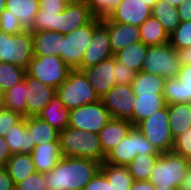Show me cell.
<instances>
[{
    "label": "cell",
    "mask_w": 191,
    "mask_h": 190,
    "mask_svg": "<svg viewBox=\"0 0 191 190\" xmlns=\"http://www.w3.org/2000/svg\"><path fill=\"white\" fill-rule=\"evenodd\" d=\"M97 160L63 156L54 169L44 173L46 190H83L100 170Z\"/></svg>",
    "instance_id": "obj_1"
},
{
    "label": "cell",
    "mask_w": 191,
    "mask_h": 190,
    "mask_svg": "<svg viewBox=\"0 0 191 190\" xmlns=\"http://www.w3.org/2000/svg\"><path fill=\"white\" fill-rule=\"evenodd\" d=\"M59 144L63 156L97 160L104 163L100 139L97 133L66 127L59 132Z\"/></svg>",
    "instance_id": "obj_2"
},
{
    "label": "cell",
    "mask_w": 191,
    "mask_h": 190,
    "mask_svg": "<svg viewBox=\"0 0 191 190\" xmlns=\"http://www.w3.org/2000/svg\"><path fill=\"white\" fill-rule=\"evenodd\" d=\"M190 163V160L173 151L163 152L154 165L149 181L154 186L180 188Z\"/></svg>",
    "instance_id": "obj_3"
},
{
    "label": "cell",
    "mask_w": 191,
    "mask_h": 190,
    "mask_svg": "<svg viewBox=\"0 0 191 190\" xmlns=\"http://www.w3.org/2000/svg\"><path fill=\"white\" fill-rule=\"evenodd\" d=\"M56 94L69 110L100 100L84 72L77 69L69 72L67 80L57 88Z\"/></svg>",
    "instance_id": "obj_4"
},
{
    "label": "cell",
    "mask_w": 191,
    "mask_h": 190,
    "mask_svg": "<svg viewBox=\"0 0 191 190\" xmlns=\"http://www.w3.org/2000/svg\"><path fill=\"white\" fill-rule=\"evenodd\" d=\"M180 68L179 54L168 42L148 46L141 71L168 79L177 78Z\"/></svg>",
    "instance_id": "obj_5"
},
{
    "label": "cell",
    "mask_w": 191,
    "mask_h": 190,
    "mask_svg": "<svg viewBox=\"0 0 191 190\" xmlns=\"http://www.w3.org/2000/svg\"><path fill=\"white\" fill-rule=\"evenodd\" d=\"M160 155L161 153L134 126L119 144L106 155L104 163L127 166L137 155Z\"/></svg>",
    "instance_id": "obj_6"
},
{
    "label": "cell",
    "mask_w": 191,
    "mask_h": 190,
    "mask_svg": "<svg viewBox=\"0 0 191 190\" xmlns=\"http://www.w3.org/2000/svg\"><path fill=\"white\" fill-rule=\"evenodd\" d=\"M101 23V18L94 17L90 22L71 33L62 34L60 58L71 68L77 69L89 42L92 39L94 29Z\"/></svg>",
    "instance_id": "obj_7"
},
{
    "label": "cell",
    "mask_w": 191,
    "mask_h": 190,
    "mask_svg": "<svg viewBox=\"0 0 191 190\" xmlns=\"http://www.w3.org/2000/svg\"><path fill=\"white\" fill-rule=\"evenodd\" d=\"M72 69L57 55L34 56L26 74L54 88L60 87Z\"/></svg>",
    "instance_id": "obj_8"
},
{
    "label": "cell",
    "mask_w": 191,
    "mask_h": 190,
    "mask_svg": "<svg viewBox=\"0 0 191 190\" xmlns=\"http://www.w3.org/2000/svg\"><path fill=\"white\" fill-rule=\"evenodd\" d=\"M136 127L160 153L172 150L174 138L170 132L168 105L141 121Z\"/></svg>",
    "instance_id": "obj_9"
},
{
    "label": "cell",
    "mask_w": 191,
    "mask_h": 190,
    "mask_svg": "<svg viewBox=\"0 0 191 190\" xmlns=\"http://www.w3.org/2000/svg\"><path fill=\"white\" fill-rule=\"evenodd\" d=\"M111 119L109 111L99 100L70 110L68 126L98 134Z\"/></svg>",
    "instance_id": "obj_10"
},
{
    "label": "cell",
    "mask_w": 191,
    "mask_h": 190,
    "mask_svg": "<svg viewBox=\"0 0 191 190\" xmlns=\"http://www.w3.org/2000/svg\"><path fill=\"white\" fill-rule=\"evenodd\" d=\"M100 100L112 118L129 120L133 116L135 96L131 84L114 85Z\"/></svg>",
    "instance_id": "obj_11"
},
{
    "label": "cell",
    "mask_w": 191,
    "mask_h": 190,
    "mask_svg": "<svg viewBox=\"0 0 191 190\" xmlns=\"http://www.w3.org/2000/svg\"><path fill=\"white\" fill-rule=\"evenodd\" d=\"M113 56L110 49L107 25L101 20V23L94 29L93 36L86 48L81 65L77 70H83L97 65L99 62Z\"/></svg>",
    "instance_id": "obj_12"
},
{
    "label": "cell",
    "mask_w": 191,
    "mask_h": 190,
    "mask_svg": "<svg viewBox=\"0 0 191 190\" xmlns=\"http://www.w3.org/2000/svg\"><path fill=\"white\" fill-rule=\"evenodd\" d=\"M34 57V39L31 32H22L7 39L6 62L27 69Z\"/></svg>",
    "instance_id": "obj_13"
},
{
    "label": "cell",
    "mask_w": 191,
    "mask_h": 190,
    "mask_svg": "<svg viewBox=\"0 0 191 190\" xmlns=\"http://www.w3.org/2000/svg\"><path fill=\"white\" fill-rule=\"evenodd\" d=\"M163 96L167 105L191 103V64L181 65L177 78L165 79Z\"/></svg>",
    "instance_id": "obj_14"
},
{
    "label": "cell",
    "mask_w": 191,
    "mask_h": 190,
    "mask_svg": "<svg viewBox=\"0 0 191 190\" xmlns=\"http://www.w3.org/2000/svg\"><path fill=\"white\" fill-rule=\"evenodd\" d=\"M93 18L92 12L83 0L69 4L61 13L57 14L56 32L61 34L71 33Z\"/></svg>",
    "instance_id": "obj_15"
},
{
    "label": "cell",
    "mask_w": 191,
    "mask_h": 190,
    "mask_svg": "<svg viewBox=\"0 0 191 190\" xmlns=\"http://www.w3.org/2000/svg\"><path fill=\"white\" fill-rule=\"evenodd\" d=\"M26 117L37 116L38 113L55 97L57 89L41 83L38 79L25 75Z\"/></svg>",
    "instance_id": "obj_16"
},
{
    "label": "cell",
    "mask_w": 191,
    "mask_h": 190,
    "mask_svg": "<svg viewBox=\"0 0 191 190\" xmlns=\"http://www.w3.org/2000/svg\"><path fill=\"white\" fill-rule=\"evenodd\" d=\"M99 98L115 85V57L111 56L95 66L82 70Z\"/></svg>",
    "instance_id": "obj_17"
},
{
    "label": "cell",
    "mask_w": 191,
    "mask_h": 190,
    "mask_svg": "<svg viewBox=\"0 0 191 190\" xmlns=\"http://www.w3.org/2000/svg\"><path fill=\"white\" fill-rule=\"evenodd\" d=\"M101 20L107 25L113 56L125 47L140 41L138 26L114 22L109 17H104Z\"/></svg>",
    "instance_id": "obj_18"
},
{
    "label": "cell",
    "mask_w": 191,
    "mask_h": 190,
    "mask_svg": "<svg viewBox=\"0 0 191 190\" xmlns=\"http://www.w3.org/2000/svg\"><path fill=\"white\" fill-rule=\"evenodd\" d=\"M151 16V8L142 0H122L109 18L118 23L140 26Z\"/></svg>",
    "instance_id": "obj_19"
},
{
    "label": "cell",
    "mask_w": 191,
    "mask_h": 190,
    "mask_svg": "<svg viewBox=\"0 0 191 190\" xmlns=\"http://www.w3.org/2000/svg\"><path fill=\"white\" fill-rule=\"evenodd\" d=\"M133 127L130 120L112 118L98 133L103 154L106 156L110 153L117 144L128 136Z\"/></svg>",
    "instance_id": "obj_20"
},
{
    "label": "cell",
    "mask_w": 191,
    "mask_h": 190,
    "mask_svg": "<svg viewBox=\"0 0 191 190\" xmlns=\"http://www.w3.org/2000/svg\"><path fill=\"white\" fill-rule=\"evenodd\" d=\"M5 9L19 19L24 32H34V22L40 9V0H5Z\"/></svg>",
    "instance_id": "obj_21"
},
{
    "label": "cell",
    "mask_w": 191,
    "mask_h": 190,
    "mask_svg": "<svg viewBox=\"0 0 191 190\" xmlns=\"http://www.w3.org/2000/svg\"><path fill=\"white\" fill-rule=\"evenodd\" d=\"M37 172L46 173L54 169L63 157L59 142L37 145L30 153Z\"/></svg>",
    "instance_id": "obj_22"
},
{
    "label": "cell",
    "mask_w": 191,
    "mask_h": 190,
    "mask_svg": "<svg viewBox=\"0 0 191 190\" xmlns=\"http://www.w3.org/2000/svg\"><path fill=\"white\" fill-rule=\"evenodd\" d=\"M11 154L23 153L30 154L35 144L32 142L31 134L26 127V117H23L17 124L5 134Z\"/></svg>",
    "instance_id": "obj_23"
},
{
    "label": "cell",
    "mask_w": 191,
    "mask_h": 190,
    "mask_svg": "<svg viewBox=\"0 0 191 190\" xmlns=\"http://www.w3.org/2000/svg\"><path fill=\"white\" fill-rule=\"evenodd\" d=\"M135 104L133 116L129 119L134 126L148 118L167 104L163 95H134Z\"/></svg>",
    "instance_id": "obj_24"
},
{
    "label": "cell",
    "mask_w": 191,
    "mask_h": 190,
    "mask_svg": "<svg viewBox=\"0 0 191 190\" xmlns=\"http://www.w3.org/2000/svg\"><path fill=\"white\" fill-rule=\"evenodd\" d=\"M69 112L59 96L55 97L38 113L37 117L46 121L59 132L68 127Z\"/></svg>",
    "instance_id": "obj_25"
},
{
    "label": "cell",
    "mask_w": 191,
    "mask_h": 190,
    "mask_svg": "<svg viewBox=\"0 0 191 190\" xmlns=\"http://www.w3.org/2000/svg\"><path fill=\"white\" fill-rule=\"evenodd\" d=\"M34 56L57 55L60 57L62 34L56 31H34Z\"/></svg>",
    "instance_id": "obj_26"
},
{
    "label": "cell",
    "mask_w": 191,
    "mask_h": 190,
    "mask_svg": "<svg viewBox=\"0 0 191 190\" xmlns=\"http://www.w3.org/2000/svg\"><path fill=\"white\" fill-rule=\"evenodd\" d=\"M26 127L35 146L59 142V131L37 116L26 117Z\"/></svg>",
    "instance_id": "obj_27"
},
{
    "label": "cell",
    "mask_w": 191,
    "mask_h": 190,
    "mask_svg": "<svg viewBox=\"0 0 191 190\" xmlns=\"http://www.w3.org/2000/svg\"><path fill=\"white\" fill-rule=\"evenodd\" d=\"M169 126L173 138L191 128V103L168 105Z\"/></svg>",
    "instance_id": "obj_28"
},
{
    "label": "cell",
    "mask_w": 191,
    "mask_h": 190,
    "mask_svg": "<svg viewBox=\"0 0 191 190\" xmlns=\"http://www.w3.org/2000/svg\"><path fill=\"white\" fill-rule=\"evenodd\" d=\"M4 169L8 172L14 184L36 172L31 155L23 153L12 154Z\"/></svg>",
    "instance_id": "obj_29"
},
{
    "label": "cell",
    "mask_w": 191,
    "mask_h": 190,
    "mask_svg": "<svg viewBox=\"0 0 191 190\" xmlns=\"http://www.w3.org/2000/svg\"><path fill=\"white\" fill-rule=\"evenodd\" d=\"M165 79L145 72L136 73L131 83L134 95H163Z\"/></svg>",
    "instance_id": "obj_30"
},
{
    "label": "cell",
    "mask_w": 191,
    "mask_h": 190,
    "mask_svg": "<svg viewBox=\"0 0 191 190\" xmlns=\"http://www.w3.org/2000/svg\"><path fill=\"white\" fill-rule=\"evenodd\" d=\"M140 41L145 45H160L169 42V33L152 15L139 26Z\"/></svg>",
    "instance_id": "obj_31"
},
{
    "label": "cell",
    "mask_w": 191,
    "mask_h": 190,
    "mask_svg": "<svg viewBox=\"0 0 191 190\" xmlns=\"http://www.w3.org/2000/svg\"><path fill=\"white\" fill-rule=\"evenodd\" d=\"M151 15L158 19L163 28L171 34L180 24L178 7L171 6L165 0H158L151 9Z\"/></svg>",
    "instance_id": "obj_32"
},
{
    "label": "cell",
    "mask_w": 191,
    "mask_h": 190,
    "mask_svg": "<svg viewBox=\"0 0 191 190\" xmlns=\"http://www.w3.org/2000/svg\"><path fill=\"white\" fill-rule=\"evenodd\" d=\"M147 48L148 45L139 41L117 52L114 57L116 60L138 73L141 71V67L147 53Z\"/></svg>",
    "instance_id": "obj_33"
},
{
    "label": "cell",
    "mask_w": 191,
    "mask_h": 190,
    "mask_svg": "<svg viewBox=\"0 0 191 190\" xmlns=\"http://www.w3.org/2000/svg\"><path fill=\"white\" fill-rule=\"evenodd\" d=\"M100 171L112 185L113 190H130L133 178L126 166L101 163Z\"/></svg>",
    "instance_id": "obj_34"
},
{
    "label": "cell",
    "mask_w": 191,
    "mask_h": 190,
    "mask_svg": "<svg viewBox=\"0 0 191 190\" xmlns=\"http://www.w3.org/2000/svg\"><path fill=\"white\" fill-rule=\"evenodd\" d=\"M160 155H137L126 167L133 180L148 181Z\"/></svg>",
    "instance_id": "obj_35"
},
{
    "label": "cell",
    "mask_w": 191,
    "mask_h": 190,
    "mask_svg": "<svg viewBox=\"0 0 191 190\" xmlns=\"http://www.w3.org/2000/svg\"><path fill=\"white\" fill-rule=\"evenodd\" d=\"M26 81L14 85L5 92V102L3 108L5 110L15 111L26 117Z\"/></svg>",
    "instance_id": "obj_36"
},
{
    "label": "cell",
    "mask_w": 191,
    "mask_h": 190,
    "mask_svg": "<svg viewBox=\"0 0 191 190\" xmlns=\"http://www.w3.org/2000/svg\"><path fill=\"white\" fill-rule=\"evenodd\" d=\"M25 75L26 69L8 62H0V88L5 92L23 81Z\"/></svg>",
    "instance_id": "obj_37"
},
{
    "label": "cell",
    "mask_w": 191,
    "mask_h": 190,
    "mask_svg": "<svg viewBox=\"0 0 191 190\" xmlns=\"http://www.w3.org/2000/svg\"><path fill=\"white\" fill-rule=\"evenodd\" d=\"M169 43L175 50L191 47V20L180 22L178 27L169 34Z\"/></svg>",
    "instance_id": "obj_38"
},
{
    "label": "cell",
    "mask_w": 191,
    "mask_h": 190,
    "mask_svg": "<svg viewBox=\"0 0 191 190\" xmlns=\"http://www.w3.org/2000/svg\"><path fill=\"white\" fill-rule=\"evenodd\" d=\"M94 17L104 18L118 7L122 0H83Z\"/></svg>",
    "instance_id": "obj_39"
},
{
    "label": "cell",
    "mask_w": 191,
    "mask_h": 190,
    "mask_svg": "<svg viewBox=\"0 0 191 190\" xmlns=\"http://www.w3.org/2000/svg\"><path fill=\"white\" fill-rule=\"evenodd\" d=\"M62 11H42L38 10L35 17L34 31H56L57 14Z\"/></svg>",
    "instance_id": "obj_40"
},
{
    "label": "cell",
    "mask_w": 191,
    "mask_h": 190,
    "mask_svg": "<svg viewBox=\"0 0 191 190\" xmlns=\"http://www.w3.org/2000/svg\"><path fill=\"white\" fill-rule=\"evenodd\" d=\"M171 151L191 161V128L174 138Z\"/></svg>",
    "instance_id": "obj_41"
},
{
    "label": "cell",
    "mask_w": 191,
    "mask_h": 190,
    "mask_svg": "<svg viewBox=\"0 0 191 190\" xmlns=\"http://www.w3.org/2000/svg\"><path fill=\"white\" fill-rule=\"evenodd\" d=\"M0 31L10 35L23 32L19 19L6 9L0 14Z\"/></svg>",
    "instance_id": "obj_42"
},
{
    "label": "cell",
    "mask_w": 191,
    "mask_h": 190,
    "mask_svg": "<svg viewBox=\"0 0 191 190\" xmlns=\"http://www.w3.org/2000/svg\"><path fill=\"white\" fill-rule=\"evenodd\" d=\"M44 183V173L36 171L24 180L16 183L15 188L18 190H46Z\"/></svg>",
    "instance_id": "obj_43"
},
{
    "label": "cell",
    "mask_w": 191,
    "mask_h": 190,
    "mask_svg": "<svg viewBox=\"0 0 191 190\" xmlns=\"http://www.w3.org/2000/svg\"><path fill=\"white\" fill-rule=\"evenodd\" d=\"M136 73L135 70L127 67L115 58V85L131 84Z\"/></svg>",
    "instance_id": "obj_44"
},
{
    "label": "cell",
    "mask_w": 191,
    "mask_h": 190,
    "mask_svg": "<svg viewBox=\"0 0 191 190\" xmlns=\"http://www.w3.org/2000/svg\"><path fill=\"white\" fill-rule=\"evenodd\" d=\"M23 116L15 111L3 109L0 113V136L4 137L5 134L17 124Z\"/></svg>",
    "instance_id": "obj_45"
},
{
    "label": "cell",
    "mask_w": 191,
    "mask_h": 190,
    "mask_svg": "<svg viewBox=\"0 0 191 190\" xmlns=\"http://www.w3.org/2000/svg\"><path fill=\"white\" fill-rule=\"evenodd\" d=\"M83 190H113L105 175L99 170Z\"/></svg>",
    "instance_id": "obj_46"
},
{
    "label": "cell",
    "mask_w": 191,
    "mask_h": 190,
    "mask_svg": "<svg viewBox=\"0 0 191 190\" xmlns=\"http://www.w3.org/2000/svg\"><path fill=\"white\" fill-rule=\"evenodd\" d=\"M66 5L59 0H40V10L42 11H63Z\"/></svg>",
    "instance_id": "obj_47"
},
{
    "label": "cell",
    "mask_w": 191,
    "mask_h": 190,
    "mask_svg": "<svg viewBox=\"0 0 191 190\" xmlns=\"http://www.w3.org/2000/svg\"><path fill=\"white\" fill-rule=\"evenodd\" d=\"M11 156L12 154L7 141L4 137L0 136V168H4Z\"/></svg>",
    "instance_id": "obj_48"
},
{
    "label": "cell",
    "mask_w": 191,
    "mask_h": 190,
    "mask_svg": "<svg viewBox=\"0 0 191 190\" xmlns=\"http://www.w3.org/2000/svg\"><path fill=\"white\" fill-rule=\"evenodd\" d=\"M178 14L180 22H187L191 20V0H185L178 7Z\"/></svg>",
    "instance_id": "obj_49"
},
{
    "label": "cell",
    "mask_w": 191,
    "mask_h": 190,
    "mask_svg": "<svg viewBox=\"0 0 191 190\" xmlns=\"http://www.w3.org/2000/svg\"><path fill=\"white\" fill-rule=\"evenodd\" d=\"M15 184L4 168H0V190H14Z\"/></svg>",
    "instance_id": "obj_50"
},
{
    "label": "cell",
    "mask_w": 191,
    "mask_h": 190,
    "mask_svg": "<svg viewBox=\"0 0 191 190\" xmlns=\"http://www.w3.org/2000/svg\"><path fill=\"white\" fill-rule=\"evenodd\" d=\"M12 35L0 31V62H6L7 39Z\"/></svg>",
    "instance_id": "obj_51"
},
{
    "label": "cell",
    "mask_w": 191,
    "mask_h": 190,
    "mask_svg": "<svg viewBox=\"0 0 191 190\" xmlns=\"http://www.w3.org/2000/svg\"><path fill=\"white\" fill-rule=\"evenodd\" d=\"M130 190H155V186L148 181L133 180Z\"/></svg>",
    "instance_id": "obj_52"
},
{
    "label": "cell",
    "mask_w": 191,
    "mask_h": 190,
    "mask_svg": "<svg viewBox=\"0 0 191 190\" xmlns=\"http://www.w3.org/2000/svg\"><path fill=\"white\" fill-rule=\"evenodd\" d=\"M181 65L191 64V47L177 50Z\"/></svg>",
    "instance_id": "obj_53"
},
{
    "label": "cell",
    "mask_w": 191,
    "mask_h": 190,
    "mask_svg": "<svg viewBox=\"0 0 191 190\" xmlns=\"http://www.w3.org/2000/svg\"><path fill=\"white\" fill-rule=\"evenodd\" d=\"M180 190H191V163L189 164L186 176L182 181Z\"/></svg>",
    "instance_id": "obj_54"
},
{
    "label": "cell",
    "mask_w": 191,
    "mask_h": 190,
    "mask_svg": "<svg viewBox=\"0 0 191 190\" xmlns=\"http://www.w3.org/2000/svg\"><path fill=\"white\" fill-rule=\"evenodd\" d=\"M167 1L171 6L179 7L181 3L185 0H165Z\"/></svg>",
    "instance_id": "obj_55"
},
{
    "label": "cell",
    "mask_w": 191,
    "mask_h": 190,
    "mask_svg": "<svg viewBox=\"0 0 191 190\" xmlns=\"http://www.w3.org/2000/svg\"><path fill=\"white\" fill-rule=\"evenodd\" d=\"M5 102V91L0 88V107L4 106Z\"/></svg>",
    "instance_id": "obj_56"
},
{
    "label": "cell",
    "mask_w": 191,
    "mask_h": 190,
    "mask_svg": "<svg viewBox=\"0 0 191 190\" xmlns=\"http://www.w3.org/2000/svg\"><path fill=\"white\" fill-rule=\"evenodd\" d=\"M155 190H180V188L155 186Z\"/></svg>",
    "instance_id": "obj_57"
},
{
    "label": "cell",
    "mask_w": 191,
    "mask_h": 190,
    "mask_svg": "<svg viewBox=\"0 0 191 190\" xmlns=\"http://www.w3.org/2000/svg\"><path fill=\"white\" fill-rule=\"evenodd\" d=\"M145 4H147L151 9L154 6V4L158 1V0H142Z\"/></svg>",
    "instance_id": "obj_58"
},
{
    "label": "cell",
    "mask_w": 191,
    "mask_h": 190,
    "mask_svg": "<svg viewBox=\"0 0 191 190\" xmlns=\"http://www.w3.org/2000/svg\"><path fill=\"white\" fill-rule=\"evenodd\" d=\"M59 1L64 3L67 6L69 4H73V3H76V2L81 1V0H59Z\"/></svg>",
    "instance_id": "obj_59"
},
{
    "label": "cell",
    "mask_w": 191,
    "mask_h": 190,
    "mask_svg": "<svg viewBox=\"0 0 191 190\" xmlns=\"http://www.w3.org/2000/svg\"><path fill=\"white\" fill-rule=\"evenodd\" d=\"M5 10V0H0V14Z\"/></svg>",
    "instance_id": "obj_60"
}]
</instances>
